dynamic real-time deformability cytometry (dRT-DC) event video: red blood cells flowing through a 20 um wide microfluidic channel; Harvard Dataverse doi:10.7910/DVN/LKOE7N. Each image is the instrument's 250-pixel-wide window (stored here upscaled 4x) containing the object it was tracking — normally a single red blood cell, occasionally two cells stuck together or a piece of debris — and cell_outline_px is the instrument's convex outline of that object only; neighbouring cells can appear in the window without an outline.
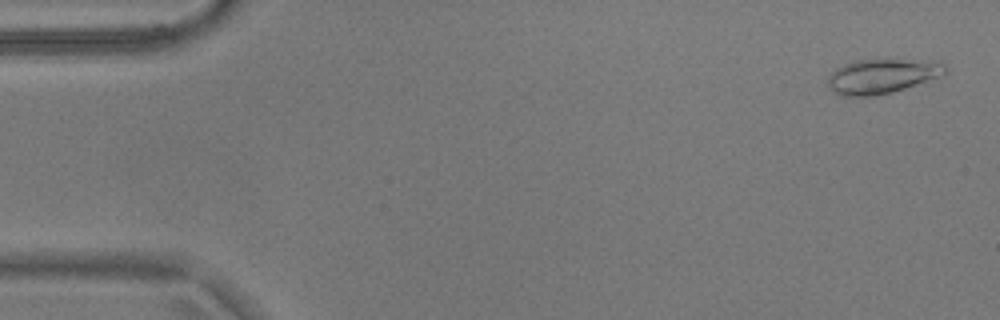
{"species": "common noctule bat (a hibernating species)", "species_latin": "Nyctalus noctula", "temperature_condition": "warm", "stored_images_in_passage": 54, "camera_frame_rate_fps": 3000, "um_per_image_px": 0.085, "animal": {"sex": "male", "body_mass_g": 17.9}, "frame": {"image": 1, "passage_image": 2, "time_ms": 0.333, "image_size_px": [1000, 320], "cell_outline_px": [[948, 72], [944, 76], [892, 92], [876, 96], [840, 96], [828, 84], [828, 76], [836, 68], [844, 64], [856, 60], [876, 56], [888, 56], [944, 60], [948, 68]], "centroid_in_image_um": [75.13, 6.38], "position_along_channel_um": 9.9, "area_um2": 25.43}}
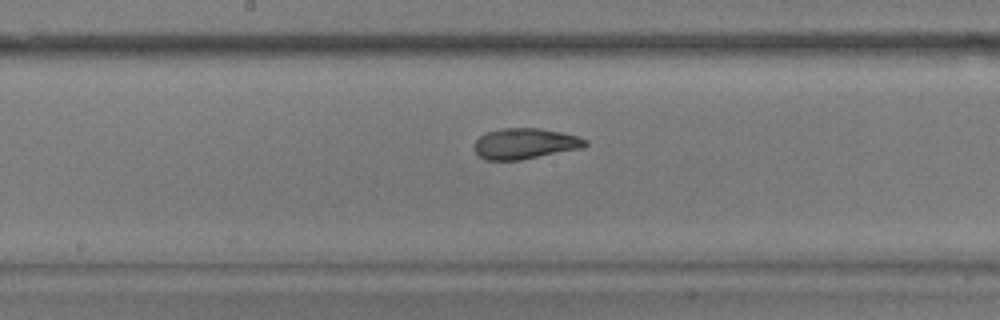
{"frame": {"image": 2, "passage_image": 28, "time_ms": 9.0, "image_size_px": [1000, 320], "cell_outline_px": [[588, 144], [580, 148], [520, 160], [488, 160], [480, 156], [472, 148], [476, 140], [480, 136], [488, 132], [500, 128], [540, 128], [560, 132], [576, 136], [588, 140]], "centroid_in_image_um": [44.59, 12.2], "position_along_channel_um": 203.6, "area_um2": 19.71}}
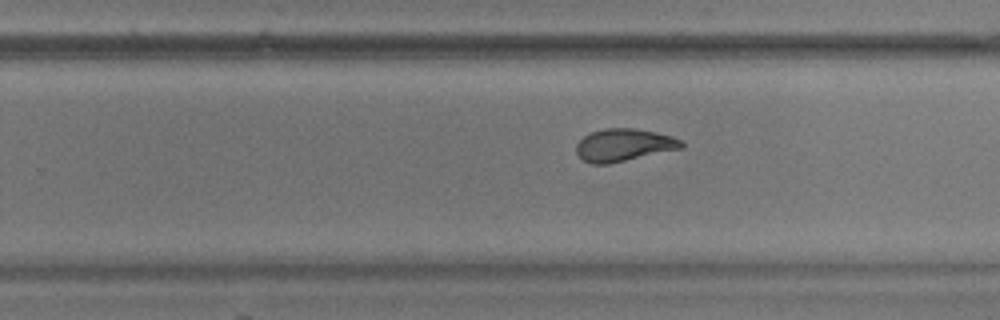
{"frame": {"image": 3, "passage_image": 34, "time_ms": 11.0, "image_size_px": [1000, 320], "cell_outline_px": [[684, 148], [608, 164], [592, 164], [584, 160], [576, 152], [576, 144], [584, 136], [592, 132], [604, 128], [632, 128], [656, 132], [672, 136], [680, 140], [684, 144]], "centroid_in_image_um": [53.04, 12.33], "position_along_channel_um": 276.8, "area_um2": 19.88}, "authors_computed_cell_mechanics": {"area_um2": 21.2126, "velocity_mm_per_s": 3.6772, "shape_relaxation_time_tau1_ms": 6.796, "shape_relaxation_time_tau2_ms": 1.551, "deformation_change_tau1": 0.1945, "deformation_change_tau2": 0.0738}}